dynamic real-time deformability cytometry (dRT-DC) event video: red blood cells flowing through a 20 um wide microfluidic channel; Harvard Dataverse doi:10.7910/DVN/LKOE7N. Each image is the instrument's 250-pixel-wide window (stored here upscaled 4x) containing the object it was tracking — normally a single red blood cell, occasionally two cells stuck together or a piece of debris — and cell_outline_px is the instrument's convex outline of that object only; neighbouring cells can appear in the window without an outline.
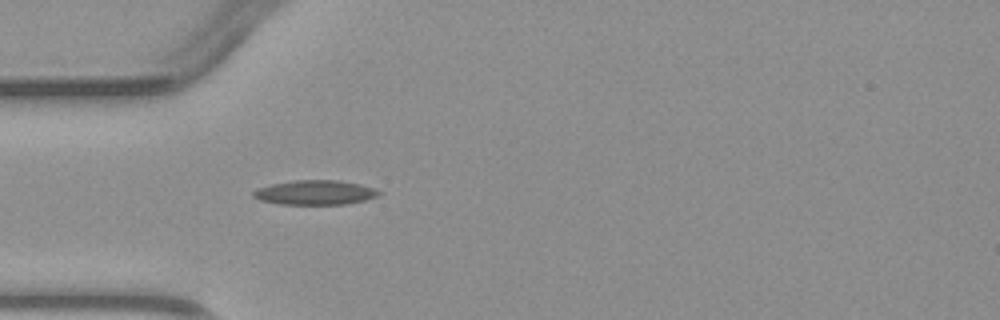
{"species": "common noctule bat (a hibernating species)", "species_latin": "Nyctalus noctula", "temperature_condition": "warm", "stored_images_in_passage": 1, "camera_frame_rate_fps": 3000, "um_per_image_px": 0.085, "animal": {"sex": "male", "body_mass_g": 23.1, "forearm_length_mm": 52.7}, "frame": {"image": 1, "passage_image": 1, "time_ms": 0.0, "image_size_px": [1000, 320], "cell_outline_px": [[384, 192], [376, 196], [364, 200], [344, 204], [280, 204], [260, 200], [252, 196], [252, 192], [260, 188], [272, 184], [296, 180], [340, 180], [360, 184]], "centroid_in_image_um": [26.79, 16.36], "position_along_channel_um": 58.2, "area_um2": 17.74}}